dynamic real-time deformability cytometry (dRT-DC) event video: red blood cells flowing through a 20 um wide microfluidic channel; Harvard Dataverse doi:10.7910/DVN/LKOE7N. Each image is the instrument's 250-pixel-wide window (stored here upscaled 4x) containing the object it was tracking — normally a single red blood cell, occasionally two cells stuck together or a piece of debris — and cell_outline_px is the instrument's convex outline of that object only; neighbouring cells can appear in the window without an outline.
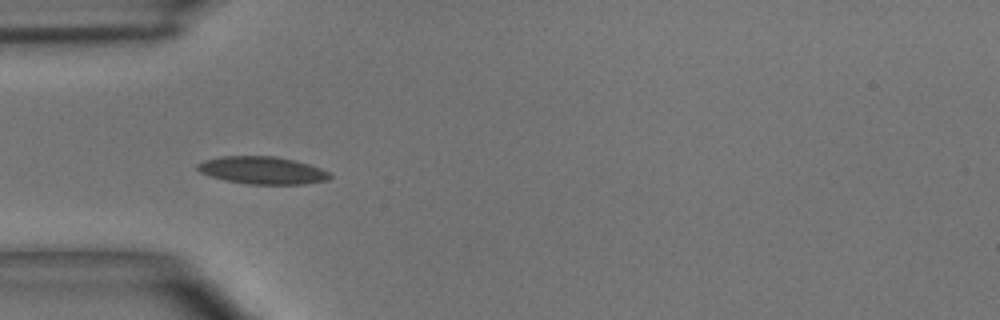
{"species": "common noctule bat (a hibernating species)", "species_latin": "Nyctalus noctula", "temperature_condition": "room temperature", "stored_images_in_passage": 7, "camera_frame_rate_fps": 3000, "um_per_image_px": 0.085, "animal": {"sex": "male", "body_mass_g": 15.6}, "frame": {"image": 1, "passage_image": 3, "time_ms": 0.667, "image_size_px": [1000, 320], "cell_outline_px": [[332, 176], [328, 180], [304, 184], [248, 184], [224, 180], [200, 172], [196, 168], [196, 164], [204, 160], [224, 156], [276, 156], [308, 164], [320, 168], [328, 172]], "centroid_in_image_um": [22.29, 14.48], "position_along_channel_um": 62.7, "area_um2": 21.1}}
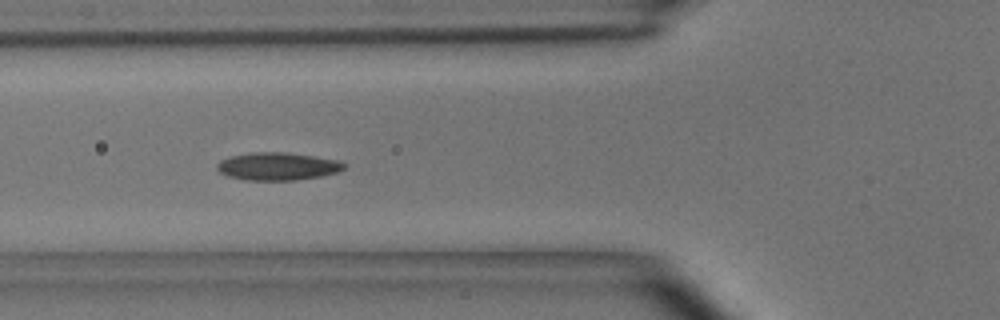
{"frame": {"image": 2, "passage_image": 4, "time_ms": 1.0, "image_size_px": [1000, 320], "cell_outline_px": [[348, 164], [340, 172], [320, 176], [296, 180], [244, 180], [228, 176], [220, 172], [216, 168], [216, 164], [220, 160], [232, 156], [252, 152], [284, 152], [340, 160]], "centroid_in_image_um": [23.62, 14.14], "position_along_channel_um": 102.2, "area_um2": 20.63}}